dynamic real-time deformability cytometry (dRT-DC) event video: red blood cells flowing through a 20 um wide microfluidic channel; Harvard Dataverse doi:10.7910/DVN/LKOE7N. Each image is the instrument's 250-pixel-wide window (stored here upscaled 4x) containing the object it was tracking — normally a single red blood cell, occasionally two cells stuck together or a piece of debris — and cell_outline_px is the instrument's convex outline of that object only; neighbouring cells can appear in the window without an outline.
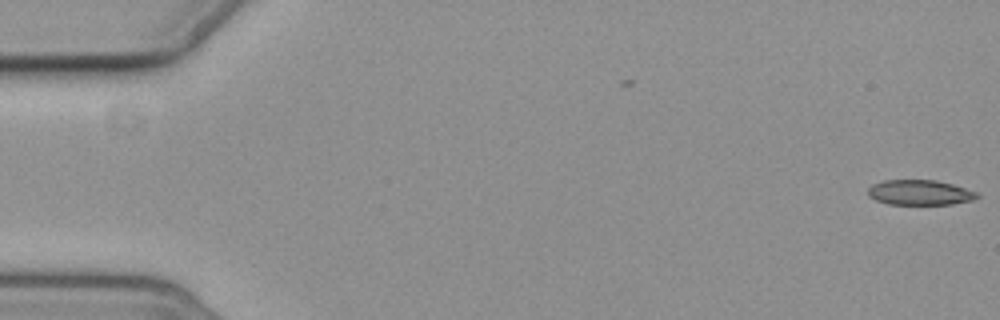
{"species": "common noctule bat (a hibernating species)", "species_latin": "Nyctalus noctula", "temperature_condition": "cold", "stored_images_in_passage": 2, "camera_frame_rate_fps": 3000, "um_per_image_px": 0.085, "animal": {"sex": "female", "body_mass_g": 19.3, "forearm_length_mm": 54.1}, "frame": {"image": 1, "passage_image": 2, "time_ms": 1.0, "image_size_px": [1000, 320], "cell_outline_px": [[980, 196], [976, 200], [952, 204], [888, 204], [876, 200], [868, 196], [868, 188], [872, 184], [884, 180], [936, 180], [952, 184], [976, 192]], "centroid_in_image_um": [78.19, 16.36], "position_along_channel_um": 6.8, "area_um2": 16.01}}